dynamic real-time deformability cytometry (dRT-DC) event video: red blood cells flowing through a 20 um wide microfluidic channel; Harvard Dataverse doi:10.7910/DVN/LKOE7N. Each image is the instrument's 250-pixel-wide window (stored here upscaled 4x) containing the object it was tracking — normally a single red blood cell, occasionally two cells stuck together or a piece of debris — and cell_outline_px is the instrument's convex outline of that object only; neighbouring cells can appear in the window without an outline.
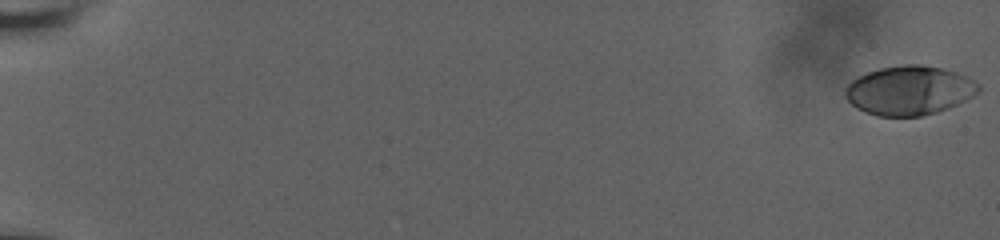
{"species": "human", "species_latin": "Homo sapiens", "temperature_condition": "room temperature", "stored_images_in_passage": 61, "camera_frame_rate_fps": 3000, "um_per_image_px": 0.085, "donor": {"sex": "male"}, "frame": {"image": 1, "passage_image": 1, "time_ms": 0.0, "image_size_px": [1000, 240], "cell_outline_px": [[980, 92], [948, 108], [936, 112], [920, 116], [876, 116], [864, 112], [856, 108], [844, 96], [844, 92], [848, 84], [856, 76], [880, 68], [904, 64], [920, 64], [940, 68], [956, 72], [968, 76], [980, 84]], "centroid_in_image_um": [77.28, 7.68], "position_along_channel_um": 7.7, "area_um2": 38.32}}
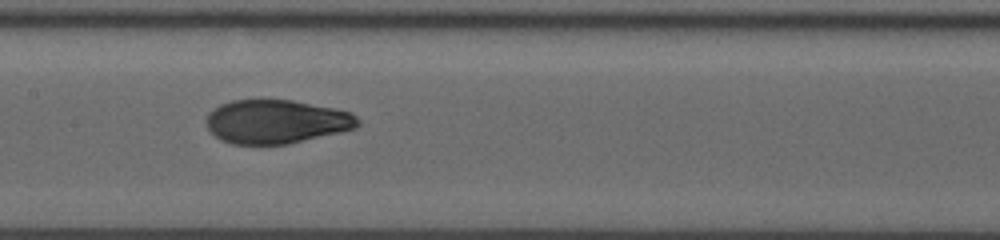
{"frame": {"image": 2, "passage_image": 34, "time_ms": 11.0, "image_size_px": [1000, 240], "cell_outline_px": [[360, 124], [356, 128], [340, 132], [288, 144], [232, 144], [220, 140], [208, 128], [208, 112], [220, 104], [232, 100], [260, 96], [292, 100], [352, 112], [360, 120]], "centroid_in_image_um": [23.47, 10.3], "position_along_channel_um": 183.9, "area_um2": 39.36}}
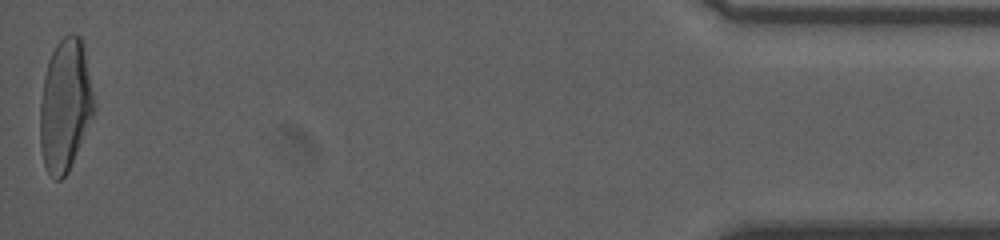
{"frame": {"image": 3, "passage_image": 61, "time_ms": 20.0, "image_size_px": [1000, 240], "cell_outline_px": [[96, 108], [68, 172], [60, 180], [52, 180], [44, 164], [40, 148], [40, 104], [44, 76], [48, 60], [56, 44], [68, 32], [72, 32], [80, 36], [84, 52], [96, 104]], "centroid_in_image_um": [5.53, 8.96], "position_along_channel_um": 429.7, "area_um2": 41.56}, "authors_computed_cell_mechanics": {"area_um2": 39.0728, "velocity_mm_per_s": 3.6452, "shape_relaxation_time_tau1_ms": 5.1569, "shape_relaxation_time_tau2_ms": 0.9012, "deformation_change_tau1": 0.2109, "deformation_change_tau2": 0.0585}}